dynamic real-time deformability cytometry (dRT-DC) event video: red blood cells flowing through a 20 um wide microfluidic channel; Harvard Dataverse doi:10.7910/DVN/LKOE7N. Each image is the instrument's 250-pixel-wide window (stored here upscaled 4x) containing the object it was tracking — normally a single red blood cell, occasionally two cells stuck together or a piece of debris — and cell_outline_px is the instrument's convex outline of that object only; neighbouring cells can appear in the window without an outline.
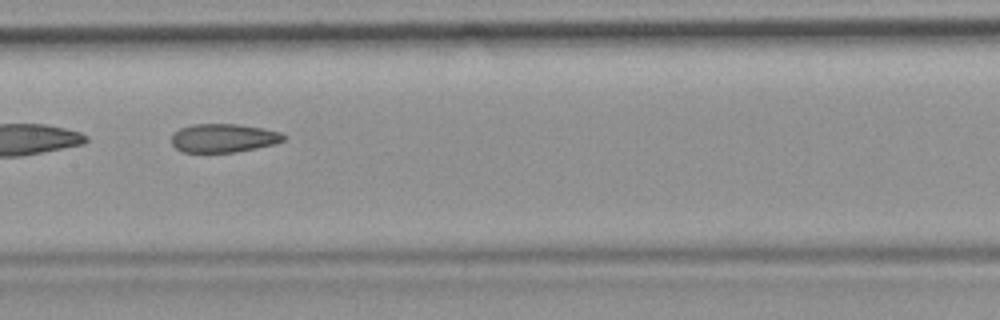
{"species": "common noctule bat (a hibernating species)", "species_latin": "Nyctalus noctula", "temperature_condition": "room temperature", "stored_images_in_passage": 33, "camera_frame_rate_fps": 3000, "um_per_image_px": 0.085, "animal": {"sex": "female", "body_mass_g": 19.9}, "frame": {"image": 1, "passage_image": 10, "time_ms": 3.0, "image_size_px": [1000, 320], "cell_outline_px": [[284, 140], [276, 144], [236, 152], [180, 152], [172, 144], [172, 132], [180, 128], [192, 124], [236, 124], [264, 128], [280, 132], [284, 136]], "centroid_in_image_um": [18.97, 11.73], "position_along_channel_um": 188.4, "area_um2": 18.79}}